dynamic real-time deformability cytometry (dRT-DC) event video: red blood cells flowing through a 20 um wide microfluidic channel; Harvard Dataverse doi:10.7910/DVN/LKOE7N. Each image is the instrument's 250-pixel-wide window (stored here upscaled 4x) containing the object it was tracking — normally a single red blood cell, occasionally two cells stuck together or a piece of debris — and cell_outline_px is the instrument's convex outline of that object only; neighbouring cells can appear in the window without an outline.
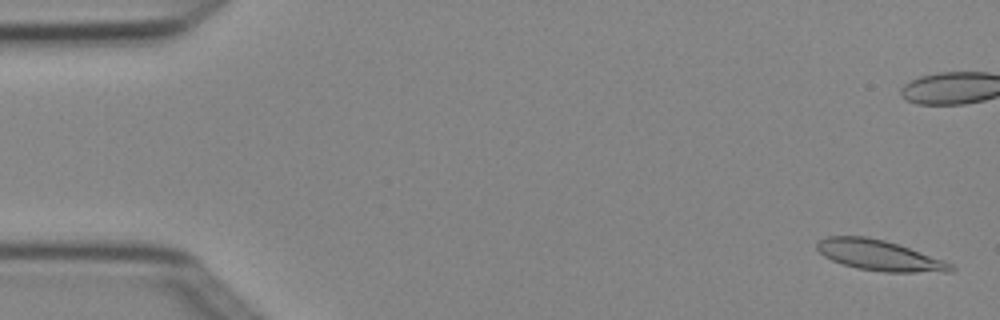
{"species": "Egyptian fruit bat (a non-hibernating species)", "species_latin": "Rousettus aegyptiacus", "temperature_condition": "cold", "stored_images_in_passage": 6, "camera_frame_rate_fps": 3000, "um_per_image_px": 0.085, "animal": {"sex": "female"}, "frame": {"image": 1, "passage_image": 1, "time_ms": 0.0, "image_size_px": [1000, 320], "cell_outline_px": [[956, 268], [952, 272], [884, 272], [856, 268], [832, 260], [824, 256], [816, 248], [816, 244], [820, 240], [828, 236], [868, 236], [884, 240], [944, 260], [952, 264]], "centroid_in_image_um": [74.75, 21.71], "position_along_channel_um": 10.2, "area_um2": 23.64}}
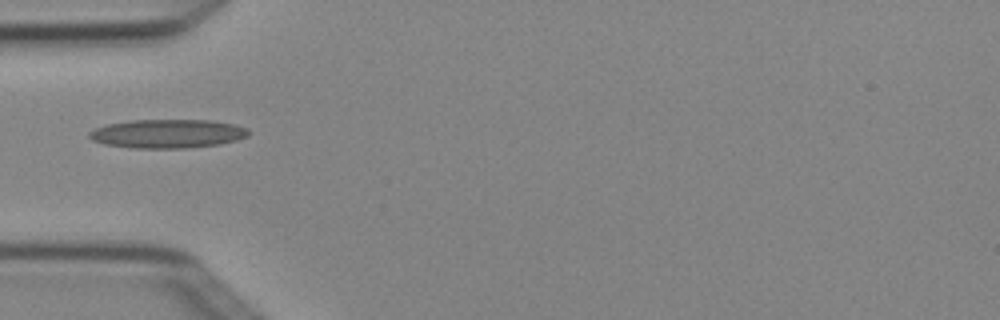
{"frame": {"image": 2, "passage_image": 5, "time_ms": 1.333, "image_size_px": [1000, 320], "cell_outline_px": [[252, 132], [248, 136], [236, 140], [220, 144], [188, 148], [136, 148], [104, 144], [92, 140], [88, 136], [88, 132], [96, 128], [108, 124], [128, 120], [212, 120], [232, 124], [248, 128]], "centroid_in_image_um": [14.26, 11.36], "position_along_channel_um": 70.7, "area_um2": 26.82}}
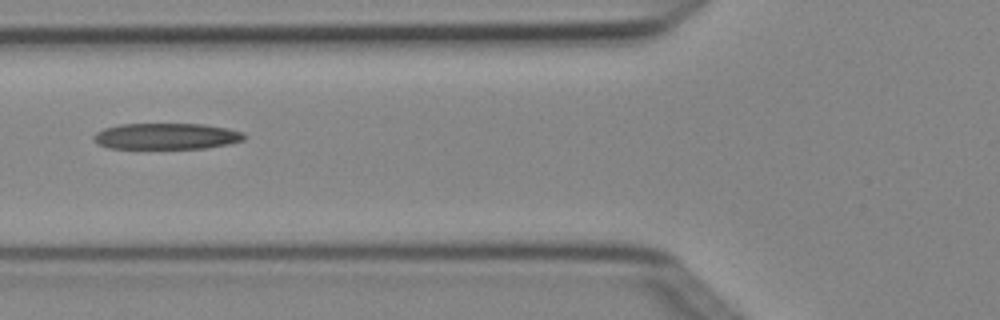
{"frame": {"image": 3, "passage_image": 6, "time_ms": 1.667, "image_size_px": [1000, 320], "cell_outline_px": [[248, 136], [244, 140], [228, 144], [204, 148], [108, 148], [100, 144], [92, 136], [96, 132], [104, 128], [120, 124], [204, 124], [228, 128], [244, 132]], "centroid_in_image_um": [14.2, 11.57], "position_along_channel_um": 111.6, "area_um2": 22.95}}